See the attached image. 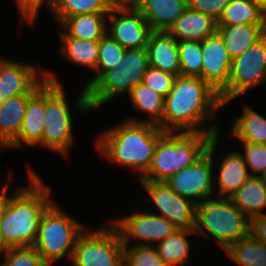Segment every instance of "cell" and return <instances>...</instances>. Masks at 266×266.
I'll list each match as a JSON object with an SVG mask.
<instances>
[{
  "mask_svg": "<svg viewBox=\"0 0 266 266\" xmlns=\"http://www.w3.org/2000/svg\"><path fill=\"white\" fill-rule=\"evenodd\" d=\"M223 108L219 92L200 77L179 75L165 98L163 120L158 126L164 132L219 134L216 112ZM208 120L212 122L209 128Z\"/></svg>",
  "mask_w": 266,
  "mask_h": 266,
  "instance_id": "obj_1",
  "label": "cell"
},
{
  "mask_svg": "<svg viewBox=\"0 0 266 266\" xmlns=\"http://www.w3.org/2000/svg\"><path fill=\"white\" fill-rule=\"evenodd\" d=\"M26 169L29 184L17 186L13 196H9L8 190L0 203L1 229L11 248L34 246L41 216L54 202L51 187L44 184L31 166Z\"/></svg>",
  "mask_w": 266,
  "mask_h": 266,
  "instance_id": "obj_2",
  "label": "cell"
},
{
  "mask_svg": "<svg viewBox=\"0 0 266 266\" xmlns=\"http://www.w3.org/2000/svg\"><path fill=\"white\" fill-rule=\"evenodd\" d=\"M165 133L158 126L125 118L97 135L95 146L109 162L134 169L138 180L148 171L158 140Z\"/></svg>",
  "mask_w": 266,
  "mask_h": 266,
  "instance_id": "obj_3",
  "label": "cell"
},
{
  "mask_svg": "<svg viewBox=\"0 0 266 266\" xmlns=\"http://www.w3.org/2000/svg\"><path fill=\"white\" fill-rule=\"evenodd\" d=\"M149 67L146 48L125 49L117 67L106 71L87 91H80L74 110H80L86 115L108 104L114 97L126 93L129 95L137 84L142 83Z\"/></svg>",
  "mask_w": 266,
  "mask_h": 266,
  "instance_id": "obj_4",
  "label": "cell"
},
{
  "mask_svg": "<svg viewBox=\"0 0 266 266\" xmlns=\"http://www.w3.org/2000/svg\"><path fill=\"white\" fill-rule=\"evenodd\" d=\"M210 133L166 132L159 140L152 163L139 181L164 182L192 165L208 148Z\"/></svg>",
  "mask_w": 266,
  "mask_h": 266,
  "instance_id": "obj_5",
  "label": "cell"
},
{
  "mask_svg": "<svg viewBox=\"0 0 266 266\" xmlns=\"http://www.w3.org/2000/svg\"><path fill=\"white\" fill-rule=\"evenodd\" d=\"M195 234L214 238L224 251L250 234V219L229 198L213 197L196 205Z\"/></svg>",
  "mask_w": 266,
  "mask_h": 266,
  "instance_id": "obj_6",
  "label": "cell"
},
{
  "mask_svg": "<svg viewBox=\"0 0 266 266\" xmlns=\"http://www.w3.org/2000/svg\"><path fill=\"white\" fill-rule=\"evenodd\" d=\"M53 202L40 219L33 248L49 264L54 265L65 256L71 261L78 237L87 228Z\"/></svg>",
  "mask_w": 266,
  "mask_h": 266,
  "instance_id": "obj_7",
  "label": "cell"
},
{
  "mask_svg": "<svg viewBox=\"0 0 266 266\" xmlns=\"http://www.w3.org/2000/svg\"><path fill=\"white\" fill-rule=\"evenodd\" d=\"M45 115L41 148L68 157L74 146L73 119L62 82L54 72L45 70ZM61 82V83H60Z\"/></svg>",
  "mask_w": 266,
  "mask_h": 266,
  "instance_id": "obj_8",
  "label": "cell"
},
{
  "mask_svg": "<svg viewBox=\"0 0 266 266\" xmlns=\"http://www.w3.org/2000/svg\"><path fill=\"white\" fill-rule=\"evenodd\" d=\"M69 263L72 266H124V244L111 223L86 228L78 237Z\"/></svg>",
  "mask_w": 266,
  "mask_h": 266,
  "instance_id": "obj_9",
  "label": "cell"
},
{
  "mask_svg": "<svg viewBox=\"0 0 266 266\" xmlns=\"http://www.w3.org/2000/svg\"><path fill=\"white\" fill-rule=\"evenodd\" d=\"M218 141L219 134L213 135L210 138L207 151L192 165L164 181L167 186L180 197L188 199L196 205L215 197L214 171L216 173V162H214V152H217L215 149ZM214 163L215 165H213ZM214 166L215 170L213 169Z\"/></svg>",
  "mask_w": 266,
  "mask_h": 266,
  "instance_id": "obj_10",
  "label": "cell"
},
{
  "mask_svg": "<svg viewBox=\"0 0 266 266\" xmlns=\"http://www.w3.org/2000/svg\"><path fill=\"white\" fill-rule=\"evenodd\" d=\"M266 82V34L232 60L229 81L219 92L223 108L233 99Z\"/></svg>",
  "mask_w": 266,
  "mask_h": 266,
  "instance_id": "obj_11",
  "label": "cell"
},
{
  "mask_svg": "<svg viewBox=\"0 0 266 266\" xmlns=\"http://www.w3.org/2000/svg\"><path fill=\"white\" fill-rule=\"evenodd\" d=\"M110 223L118 229L122 243L129 245L130 240H137V245H155L178 229L164 217L147 210L131 212L130 215L113 219Z\"/></svg>",
  "mask_w": 266,
  "mask_h": 266,
  "instance_id": "obj_12",
  "label": "cell"
},
{
  "mask_svg": "<svg viewBox=\"0 0 266 266\" xmlns=\"http://www.w3.org/2000/svg\"><path fill=\"white\" fill-rule=\"evenodd\" d=\"M158 211L178 229H195L196 204L171 190L165 182L139 181Z\"/></svg>",
  "mask_w": 266,
  "mask_h": 266,
  "instance_id": "obj_13",
  "label": "cell"
},
{
  "mask_svg": "<svg viewBox=\"0 0 266 266\" xmlns=\"http://www.w3.org/2000/svg\"><path fill=\"white\" fill-rule=\"evenodd\" d=\"M37 68L0 56V103L18 95L35 94L48 81L45 70Z\"/></svg>",
  "mask_w": 266,
  "mask_h": 266,
  "instance_id": "obj_14",
  "label": "cell"
},
{
  "mask_svg": "<svg viewBox=\"0 0 266 266\" xmlns=\"http://www.w3.org/2000/svg\"><path fill=\"white\" fill-rule=\"evenodd\" d=\"M152 32L135 7L111 10L108 14L107 34L125 49L146 48Z\"/></svg>",
  "mask_w": 266,
  "mask_h": 266,
  "instance_id": "obj_15",
  "label": "cell"
},
{
  "mask_svg": "<svg viewBox=\"0 0 266 266\" xmlns=\"http://www.w3.org/2000/svg\"><path fill=\"white\" fill-rule=\"evenodd\" d=\"M201 47L202 79L220 92L229 81L232 60L218 33L204 39Z\"/></svg>",
  "mask_w": 266,
  "mask_h": 266,
  "instance_id": "obj_16",
  "label": "cell"
},
{
  "mask_svg": "<svg viewBox=\"0 0 266 266\" xmlns=\"http://www.w3.org/2000/svg\"><path fill=\"white\" fill-rule=\"evenodd\" d=\"M217 178L214 174L215 197L230 198L250 177L248 166L241 152L237 150L227 152L217 164ZM218 193V194H217Z\"/></svg>",
  "mask_w": 266,
  "mask_h": 266,
  "instance_id": "obj_17",
  "label": "cell"
},
{
  "mask_svg": "<svg viewBox=\"0 0 266 266\" xmlns=\"http://www.w3.org/2000/svg\"><path fill=\"white\" fill-rule=\"evenodd\" d=\"M45 84L28 100L18 138L8 148H25L39 145L44 128Z\"/></svg>",
  "mask_w": 266,
  "mask_h": 266,
  "instance_id": "obj_18",
  "label": "cell"
},
{
  "mask_svg": "<svg viewBox=\"0 0 266 266\" xmlns=\"http://www.w3.org/2000/svg\"><path fill=\"white\" fill-rule=\"evenodd\" d=\"M187 7V0H136L135 4V8L141 13L152 31L165 32Z\"/></svg>",
  "mask_w": 266,
  "mask_h": 266,
  "instance_id": "obj_19",
  "label": "cell"
},
{
  "mask_svg": "<svg viewBox=\"0 0 266 266\" xmlns=\"http://www.w3.org/2000/svg\"><path fill=\"white\" fill-rule=\"evenodd\" d=\"M218 22L187 7L167 31L177 41H200L217 33Z\"/></svg>",
  "mask_w": 266,
  "mask_h": 266,
  "instance_id": "obj_20",
  "label": "cell"
},
{
  "mask_svg": "<svg viewBox=\"0 0 266 266\" xmlns=\"http://www.w3.org/2000/svg\"><path fill=\"white\" fill-rule=\"evenodd\" d=\"M146 50L150 67L175 76L180 75L178 41L168 32L153 31L150 34Z\"/></svg>",
  "mask_w": 266,
  "mask_h": 266,
  "instance_id": "obj_21",
  "label": "cell"
},
{
  "mask_svg": "<svg viewBox=\"0 0 266 266\" xmlns=\"http://www.w3.org/2000/svg\"><path fill=\"white\" fill-rule=\"evenodd\" d=\"M33 95H18L0 103V149H8L18 138L28 100Z\"/></svg>",
  "mask_w": 266,
  "mask_h": 266,
  "instance_id": "obj_22",
  "label": "cell"
},
{
  "mask_svg": "<svg viewBox=\"0 0 266 266\" xmlns=\"http://www.w3.org/2000/svg\"><path fill=\"white\" fill-rule=\"evenodd\" d=\"M217 33L234 60L266 34V25H218Z\"/></svg>",
  "mask_w": 266,
  "mask_h": 266,
  "instance_id": "obj_23",
  "label": "cell"
},
{
  "mask_svg": "<svg viewBox=\"0 0 266 266\" xmlns=\"http://www.w3.org/2000/svg\"><path fill=\"white\" fill-rule=\"evenodd\" d=\"M229 199L249 219L265 214L266 184L263 178L250 176Z\"/></svg>",
  "mask_w": 266,
  "mask_h": 266,
  "instance_id": "obj_24",
  "label": "cell"
},
{
  "mask_svg": "<svg viewBox=\"0 0 266 266\" xmlns=\"http://www.w3.org/2000/svg\"><path fill=\"white\" fill-rule=\"evenodd\" d=\"M132 107L146 113V119L127 117L126 120L159 126L163 120L165 98L143 83L137 84L129 94Z\"/></svg>",
  "mask_w": 266,
  "mask_h": 266,
  "instance_id": "obj_25",
  "label": "cell"
},
{
  "mask_svg": "<svg viewBox=\"0 0 266 266\" xmlns=\"http://www.w3.org/2000/svg\"><path fill=\"white\" fill-rule=\"evenodd\" d=\"M60 54L67 61L75 65H81L89 70L96 71L99 58L100 41L79 39L68 36L63 30L59 32Z\"/></svg>",
  "mask_w": 266,
  "mask_h": 266,
  "instance_id": "obj_26",
  "label": "cell"
},
{
  "mask_svg": "<svg viewBox=\"0 0 266 266\" xmlns=\"http://www.w3.org/2000/svg\"><path fill=\"white\" fill-rule=\"evenodd\" d=\"M108 14L90 13L70 16L60 24V29L71 37L100 41L107 34Z\"/></svg>",
  "mask_w": 266,
  "mask_h": 266,
  "instance_id": "obj_27",
  "label": "cell"
},
{
  "mask_svg": "<svg viewBox=\"0 0 266 266\" xmlns=\"http://www.w3.org/2000/svg\"><path fill=\"white\" fill-rule=\"evenodd\" d=\"M194 229H176L163 241L154 245L158 255L167 266H184L190 261L191 243L188 238ZM189 236V237H188Z\"/></svg>",
  "mask_w": 266,
  "mask_h": 266,
  "instance_id": "obj_28",
  "label": "cell"
},
{
  "mask_svg": "<svg viewBox=\"0 0 266 266\" xmlns=\"http://www.w3.org/2000/svg\"><path fill=\"white\" fill-rule=\"evenodd\" d=\"M232 136L239 141L266 145V118L249 106L242 107L232 126Z\"/></svg>",
  "mask_w": 266,
  "mask_h": 266,
  "instance_id": "obj_29",
  "label": "cell"
},
{
  "mask_svg": "<svg viewBox=\"0 0 266 266\" xmlns=\"http://www.w3.org/2000/svg\"><path fill=\"white\" fill-rule=\"evenodd\" d=\"M224 252L238 266H266V245L251 234L238 239Z\"/></svg>",
  "mask_w": 266,
  "mask_h": 266,
  "instance_id": "obj_30",
  "label": "cell"
},
{
  "mask_svg": "<svg viewBox=\"0 0 266 266\" xmlns=\"http://www.w3.org/2000/svg\"><path fill=\"white\" fill-rule=\"evenodd\" d=\"M266 25V12L252 0H231L218 25Z\"/></svg>",
  "mask_w": 266,
  "mask_h": 266,
  "instance_id": "obj_31",
  "label": "cell"
},
{
  "mask_svg": "<svg viewBox=\"0 0 266 266\" xmlns=\"http://www.w3.org/2000/svg\"><path fill=\"white\" fill-rule=\"evenodd\" d=\"M125 54L123 48L117 41L110 35L106 34L101 40L99 45V58L96 71L91 79L84 86L87 91L106 71H109L119 65Z\"/></svg>",
  "mask_w": 266,
  "mask_h": 266,
  "instance_id": "obj_32",
  "label": "cell"
},
{
  "mask_svg": "<svg viewBox=\"0 0 266 266\" xmlns=\"http://www.w3.org/2000/svg\"><path fill=\"white\" fill-rule=\"evenodd\" d=\"M110 9L102 0H55L50 13L60 25L67 17L90 14L110 13Z\"/></svg>",
  "mask_w": 266,
  "mask_h": 266,
  "instance_id": "obj_33",
  "label": "cell"
},
{
  "mask_svg": "<svg viewBox=\"0 0 266 266\" xmlns=\"http://www.w3.org/2000/svg\"><path fill=\"white\" fill-rule=\"evenodd\" d=\"M180 75L202 78V47L200 41H178Z\"/></svg>",
  "mask_w": 266,
  "mask_h": 266,
  "instance_id": "obj_34",
  "label": "cell"
},
{
  "mask_svg": "<svg viewBox=\"0 0 266 266\" xmlns=\"http://www.w3.org/2000/svg\"><path fill=\"white\" fill-rule=\"evenodd\" d=\"M124 244V266H167L154 245Z\"/></svg>",
  "mask_w": 266,
  "mask_h": 266,
  "instance_id": "obj_35",
  "label": "cell"
},
{
  "mask_svg": "<svg viewBox=\"0 0 266 266\" xmlns=\"http://www.w3.org/2000/svg\"><path fill=\"white\" fill-rule=\"evenodd\" d=\"M241 154L247 163L250 176L262 177L266 173V145L240 141Z\"/></svg>",
  "mask_w": 266,
  "mask_h": 266,
  "instance_id": "obj_36",
  "label": "cell"
},
{
  "mask_svg": "<svg viewBox=\"0 0 266 266\" xmlns=\"http://www.w3.org/2000/svg\"><path fill=\"white\" fill-rule=\"evenodd\" d=\"M4 257L0 266H49L33 247L11 248Z\"/></svg>",
  "mask_w": 266,
  "mask_h": 266,
  "instance_id": "obj_37",
  "label": "cell"
},
{
  "mask_svg": "<svg viewBox=\"0 0 266 266\" xmlns=\"http://www.w3.org/2000/svg\"><path fill=\"white\" fill-rule=\"evenodd\" d=\"M176 77L171 73L149 67L144 74L142 83L166 98L173 88Z\"/></svg>",
  "mask_w": 266,
  "mask_h": 266,
  "instance_id": "obj_38",
  "label": "cell"
},
{
  "mask_svg": "<svg viewBox=\"0 0 266 266\" xmlns=\"http://www.w3.org/2000/svg\"><path fill=\"white\" fill-rule=\"evenodd\" d=\"M19 11V20L27 22L28 25H33L38 19V13L44 5L51 11L55 0H15ZM37 18V19H36Z\"/></svg>",
  "mask_w": 266,
  "mask_h": 266,
  "instance_id": "obj_39",
  "label": "cell"
},
{
  "mask_svg": "<svg viewBox=\"0 0 266 266\" xmlns=\"http://www.w3.org/2000/svg\"><path fill=\"white\" fill-rule=\"evenodd\" d=\"M231 0H187L188 7L214 18L217 22L222 17Z\"/></svg>",
  "mask_w": 266,
  "mask_h": 266,
  "instance_id": "obj_40",
  "label": "cell"
},
{
  "mask_svg": "<svg viewBox=\"0 0 266 266\" xmlns=\"http://www.w3.org/2000/svg\"><path fill=\"white\" fill-rule=\"evenodd\" d=\"M250 234L266 245V213L250 219Z\"/></svg>",
  "mask_w": 266,
  "mask_h": 266,
  "instance_id": "obj_41",
  "label": "cell"
},
{
  "mask_svg": "<svg viewBox=\"0 0 266 266\" xmlns=\"http://www.w3.org/2000/svg\"><path fill=\"white\" fill-rule=\"evenodd\" d=\"M110 10L128 9L135 7L136 0H102Z\"/></svg>",
  "mask_w": 266,
  "mask_h": 266,
  "instance_id": "obj_42",
  "label": "cell"
},
{
  "mask_svg": "<svg viewBox=\"0 0 266 266\" xmlns=\"http://www.w3.org/2000/svg\"><path fill=\"white\" fill-rule=\"evenodd\" d=\"M11 249V247L7 244L2 229H1V224H0V257L2 255H5L9 250Z\"/></svg>",
  "mask_w": 266,
  "mask_h": 266,
  "instance_id": "obj_43",
  "label": "cell"
},
{
  "mask_svg": "<svg viewBox=\"0 0 266 266\" xmlns=\"http://www.w3.org/2000/svg\"><path fill=\"white\" fill-rule=\"evenodd\" d=\"M9 177H8V181H7V179H5L6 183L2 184V186H0V203H1L2 199H3V197L5 196L6 192L10 189L11 180H12L13 177L10 174H9Z\"/></svg>",
  "mask_w": 266,
  "mask_h": 266,
  "instance_id": "obj_44",
  "label": "cell"
},
{
  "mask_svg": "<svg viewBox=\"0 0 266 266\" xmlns=\"http://www.w3.org/2000/svg\"><path fill=\"white\" fill-rule=\"evenodd\" d=\"M257 4L264 12H266V0H252Z\"/></svg>",
  "mask_w": 266,
  "mask_h": 266,
  "instance_id": "obj_45",
  "label": "cell"
},
{
  "mask_svg": "<svg viewBox=\"0 0 266 266\" xmlns=\"http://www.w3.org/2000/svg\"><path fill=\"white\" fill-rule=\"evenodd\" d=\"M264 183L266 184V173L262 176Z\"/></svg>",
  "mask_w": 266,
  "mask_h": 266,
  "instance_id": "obj_46",
  "label": "cell"
}]
</instances>
